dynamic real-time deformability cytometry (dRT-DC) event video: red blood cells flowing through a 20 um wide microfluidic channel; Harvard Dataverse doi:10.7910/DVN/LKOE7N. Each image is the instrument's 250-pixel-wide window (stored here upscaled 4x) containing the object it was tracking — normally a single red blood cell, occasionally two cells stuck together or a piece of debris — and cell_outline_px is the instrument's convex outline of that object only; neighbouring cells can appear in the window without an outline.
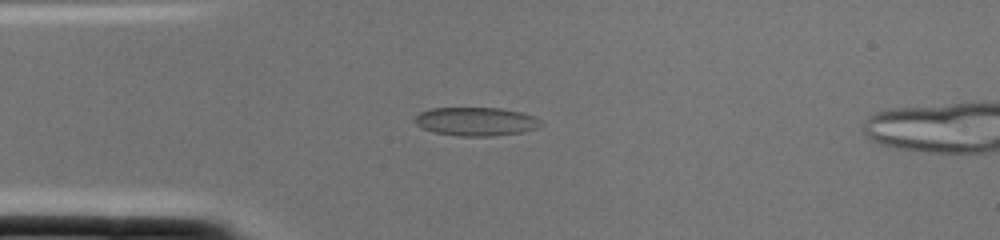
{"species": "common noctule bat (a hibernating species)", "species_latin": "Nyctalus noctula", "temperature_condition": "cold", "stored_images_in_passage": 2, "camera_frame_rate_fps": 3000, "um_per_image_px": 0.085, "animal": {"sex": "female", "body_mass_g": 22.0, "forearm_length_mm": 56.7}, "frame": {"image": 1, "passage_image": 1, "time_ms": 0.0, "image_size_px": [1000, 240], "cell_outline_px": [[544, 124], [536, 128], [524, 132], [492, 136], [460, 136], [432, 132], [416, 124], [416, 116], [420, 112], [432, 108], [500, 108], [520, 112], [536, 116]], "centroid_in_image_um": [40.5, 10.33], "position_along_channel_um": 44.5, "area_um2": 20.98}}